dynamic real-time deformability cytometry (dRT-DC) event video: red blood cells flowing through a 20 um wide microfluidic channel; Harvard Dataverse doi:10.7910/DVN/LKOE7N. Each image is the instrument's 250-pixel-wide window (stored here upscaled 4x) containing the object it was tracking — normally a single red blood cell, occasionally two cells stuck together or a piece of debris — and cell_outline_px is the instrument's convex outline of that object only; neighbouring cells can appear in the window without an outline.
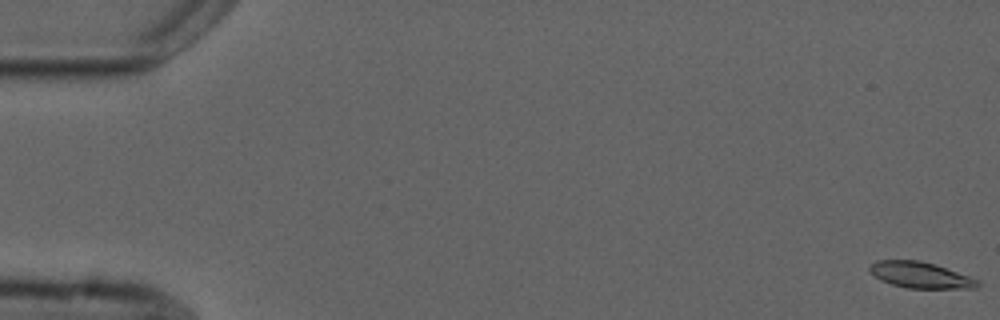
{"species": "common noctule bat (a hibernating species)", "species_latin": "Nyctalus noctula", "temperature_condition": "cold", "stored_images_in_passage": 6, "camera_frame_rate_fps": 3000, "um_per_image_px": 0.085, "animal": {"sex": "male", "forearm_length_mm": 52.5}, "frame": {"image": 1, "passage_image": 1, "time_ms": 0.0, "image_size_px": [1000, 320], "cell_outline_px": [[980, 284], [976, 288], [908, 288], [892, 284], [880, 280], [868, 268], [876, 260], [920, 260], [936, 264], [980, 280]], "centroid_in_image_um": [78.27, 23.37], "position_along_channel_um": 6.7, "area_um2": 16.36}}